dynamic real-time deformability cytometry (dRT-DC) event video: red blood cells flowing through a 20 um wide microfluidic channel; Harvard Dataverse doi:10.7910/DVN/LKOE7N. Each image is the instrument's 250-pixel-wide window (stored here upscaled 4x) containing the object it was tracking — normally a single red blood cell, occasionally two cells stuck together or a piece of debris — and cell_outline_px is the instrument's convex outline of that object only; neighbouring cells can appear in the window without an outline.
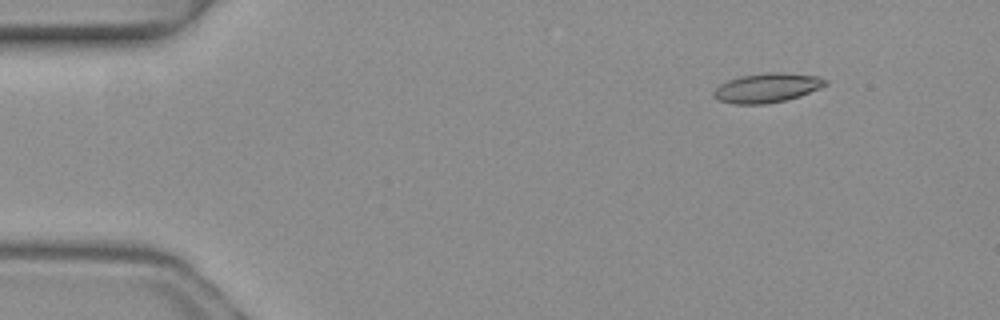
{"species": "common noctule bat (a hibernating species)", "species_latin": "Nyctalus noctula", "temperature_condition": "warm", "stored_images_in_passage": 5, "camera_frame_rate_fps": 3000, "um_per_image_px": 0.085, "animal": {"sex": "female", "body_mass_g": 19.3, "forearm_length_mm": 54.1}, "frame": {"image": 1, "passage_image": 2, "time_ms": 0.333, "image_size_px": [1000, 320], "cell_outline_px": [[828, 84], [820, 88], [800, 96], [784, 100], [764, 104], [732, 104], [716, 100], [712, 96], [712, 92], [720, 84], [728, 80], [740, 76], [772, 72], [780, 72], [816, 76], [828, 80]], "centroid_in_image_um": [65.16, 7.47], "position_along_channel_um": 19.8, "area_um2": 19.13}}
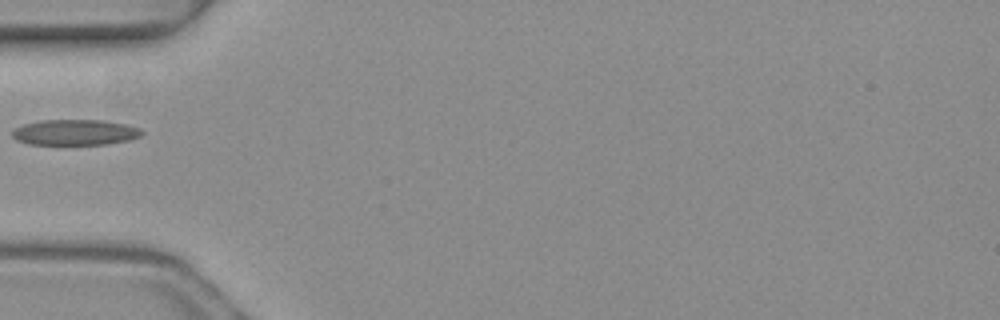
{"frame": {"image": 2, "passage_image": 5, "time_ms": 1.333, "image_size_px": [1000, 320], "cell_outline_px": [[144, 132], [140, 136], [132, 140], [108, 144], [28, 144], [16, 140], [12, 136], [12, 132], [16, 128], [24, 124], [40, 120], [100, 120], [128, 124], [140, 128]], "centroid_in_image_um": [6.42, 11.25], "position_along_channel_um": 78.6, "area_um2": 19.48}}